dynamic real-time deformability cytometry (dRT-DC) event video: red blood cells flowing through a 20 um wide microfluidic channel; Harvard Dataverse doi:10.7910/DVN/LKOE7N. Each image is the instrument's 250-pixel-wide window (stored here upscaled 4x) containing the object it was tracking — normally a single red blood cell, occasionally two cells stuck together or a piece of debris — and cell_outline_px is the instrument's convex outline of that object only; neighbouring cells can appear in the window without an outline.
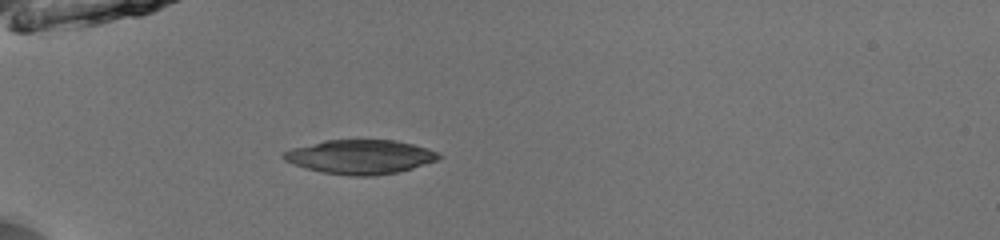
{"species": "common noctule bat (a hibernating species)", "species_latin": "Nyctalus noctula", "temperature_condition": "room temperature", "stored_images_in_passage": 32, "camera_frame_rate_fps": 3000, "um_per_image_px": 0.085, "animal": {"sex": "male", "body_mass_g": 13.0, "forearm_length_mm": 53.1}, "frame": {"image": 1, "passage_image": 1, "time_ms": 0.0, "image_size_px": [1000, 240], "cell_outline_px": [[444, 156], [436, 160], [412, 168], [396, 172], [372, 176], [352, 176], [324, 172], [292, 164], [284, 160], [280, 156], [284, 152], [292, 148], [324, 140], [396, 140], [428, 148], [440, 152]], "centroid_in_image_um": [30.63, 13.32], "position_along_channel_um": 54.4, "area_um2": 30.81}}
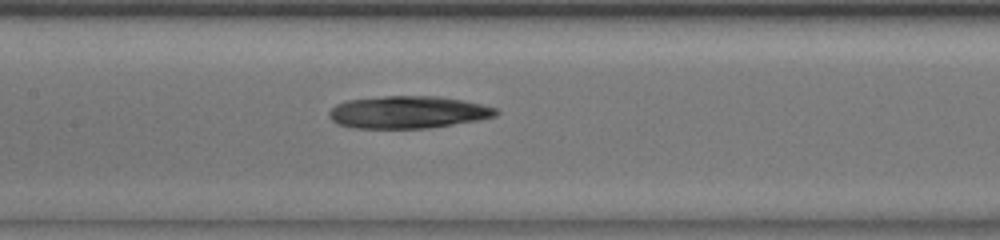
{"frame": {"image": 2, "passage_image": 11, "time_ms": 3.333, "image_size_px": [1000, 240], "cell_outline_px": [[500, 112], [496, 116], [480, 120], [428, 128], [352, 128], [336, 124], [328, 116], [328, 112], [336, 104], [348, 100], [384, 96], [436, 96], [464, 100], [496, 108]], "centroid_in_image_um": [34.67, 9.54], "position_along_channel_um": 172.7, "area_um2": 31.62}}
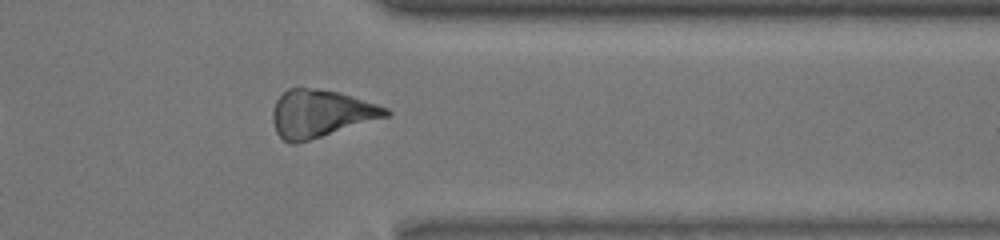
{"frame": {"image": 3, "passage_image": 27, "time_ms": 8.667, "image_size_px": [1000, 240], "cell_outline_px": [[392, 112], [388, 116], [296, 144], [288, 144], [276, 132], [272, 120], [272, 112], [276, 100], [288, 88], [316, 88], [340, 92], [388, 108]], "centroid_in_image_um": [27.23, 9.65], "position_along_channel_um": 384.2, "area_um2": 31.15}}